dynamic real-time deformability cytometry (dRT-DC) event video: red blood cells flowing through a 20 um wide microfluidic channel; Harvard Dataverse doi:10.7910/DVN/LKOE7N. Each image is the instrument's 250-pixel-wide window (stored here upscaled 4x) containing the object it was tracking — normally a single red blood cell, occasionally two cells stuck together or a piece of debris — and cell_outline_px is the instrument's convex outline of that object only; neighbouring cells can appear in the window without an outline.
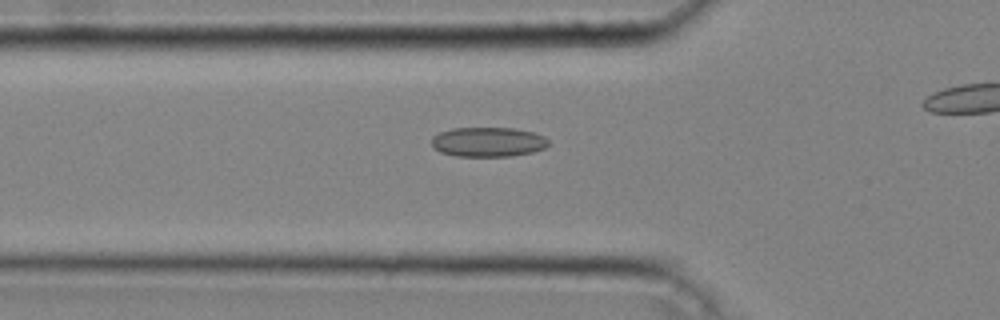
{"species": "common noctule bat (a hibernating species)", "species_latin": "Nyctalus noctula", "temperature_condition": "cold", "stored_images_in_passage": 35, "camera_frame_rate_fps": 3000, "um_per_image_px": 0.085, "animal": {"sex": "male", "body_mass_g": 20.4}, "frame": {"image": 1, "passage_image": 13, "time_ms": 4.0, "image_size_px": [1000, 320], "cell_outline_px": [[548, 144], [544, 148], [532, 152], [512, 156], [456, 156], [440, 152], [432, 148], [432, 136], [440, 132], [452, 128], [512, 128], [532, 132], [544, 136], [548, 140]], "centroid_in_image_um": [41.45, 12.07], "position_along_channel_um": 84.3, "area_um2": 20.17}}
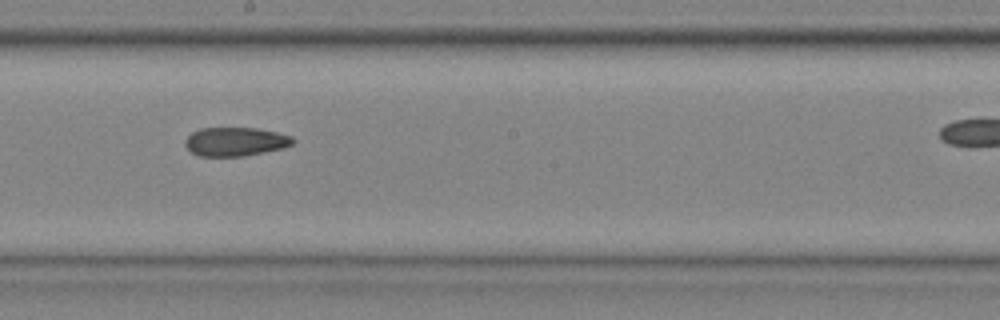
{"frame": {"image": 2, "passage_image": 23, "time_ms": 7.333, "image_size_px": [1000, 320], "cell_outline_px": [[296, 140], [292, 144], [284, 148], [244, 156], [196, 156], [184, 144], [184, 140], [192, 132], [200, 128], [256, 128], [276, 132], [292, 136]], "centroid_in_image_um": [20.01, 12.04], "position_along_channel_um": 228.2, "area_um2": 18.15}}
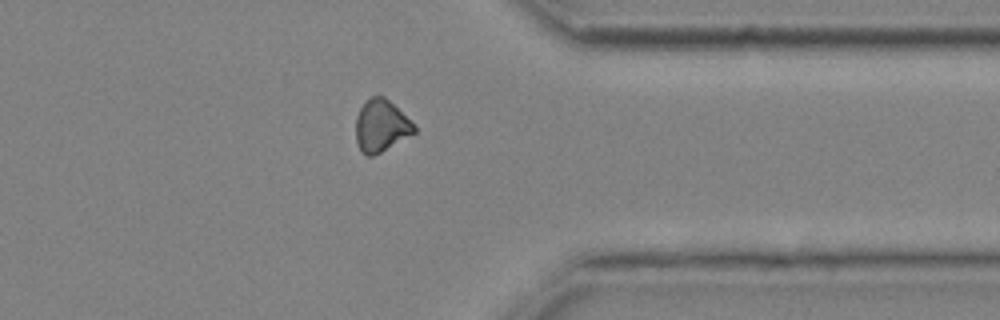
{"frame": {"image": 3, "passage_image": 34, "time_ms": 11.0, "image_size_px": [1000, 320], "cell_outline_px": [[416, 132], [380, 152], [372, 156], [364, 156], [360, 152], [356, 140], [356, 116], [360, 108], [372, 96], [384, 96], [416, 124]], "centroid_in_image_um": [32.39, 10.71], "position_along_channel_um": 379.0, "area_um2": 17.69}}